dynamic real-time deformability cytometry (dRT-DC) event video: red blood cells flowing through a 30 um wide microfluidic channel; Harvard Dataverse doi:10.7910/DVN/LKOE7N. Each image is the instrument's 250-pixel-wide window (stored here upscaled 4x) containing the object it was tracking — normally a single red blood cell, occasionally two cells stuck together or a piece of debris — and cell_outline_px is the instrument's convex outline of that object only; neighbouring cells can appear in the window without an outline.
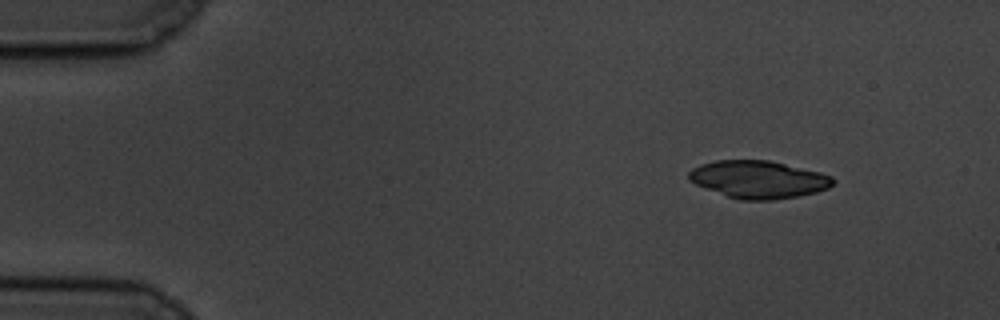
{"species": "common noctule bat (a hibernating species)", "species_latin": "Nyctalus noctula", "temperature_condition": "cold", "stored_images_in_passage": 51, "camera_frame_rate_fps": 3000, "um_per_image_px": 0.085, "animal": {"sex": "male", "body_mass_g": 19.5, "forearm_length_mm": 54.6}, "frame": {"image": 1, "passage_image": 1, "time_ms": 0.0, "image_size_px": [1000, 320], "cell_outline_px": [[836, 180], [828, 188], [816, 192], [796, 196], [772, 200], [740, 200], [728, 196], [696, 184], [688, 180], [688, 172], [692, 168], [700, 164], [716, 160], [768, 160], [820, 172], [832, 176]], "centroid_in_image_um": [64.46, 15.24], "position_along_channel_um": 20.5, "area_um2": 31.39}}